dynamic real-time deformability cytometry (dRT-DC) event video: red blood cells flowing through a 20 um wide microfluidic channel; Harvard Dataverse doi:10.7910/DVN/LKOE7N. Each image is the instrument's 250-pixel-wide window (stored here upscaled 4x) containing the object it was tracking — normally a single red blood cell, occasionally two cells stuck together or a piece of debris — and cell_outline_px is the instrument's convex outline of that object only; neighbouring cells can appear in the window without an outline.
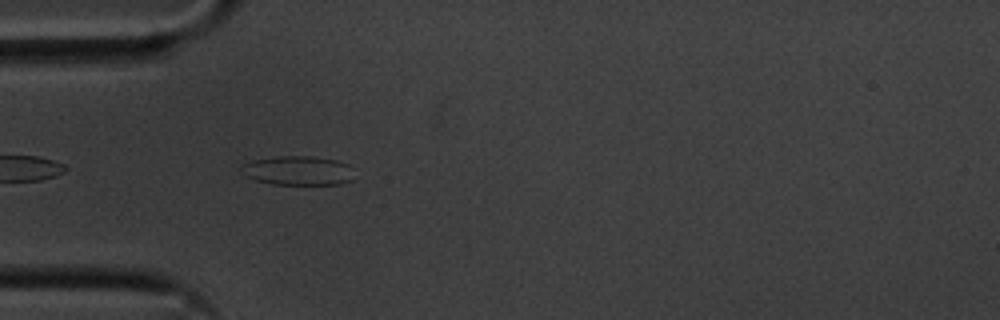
{"species": "common noctule bat (a hibernating species)", "species_latin": "Nyctalus noctula", "temperature_condition": "cold", "stored_images_in_passage": 42, "camera_frame_rate_fps": 3000, "um_per_image_px": 0.085, "animal": {"sex": "male", "body_mass_g": 20.1, "forearm_length_mm": 53.5}, "frame": {"image": 1, "passage_image": 3, "time_ms": 0.667, "image_size_px": [1000, 320], "cell_outline_px": [[352, 180], [340, 184], [272, 184], [256, 180], [244, 176], [240, 168], [244, 164], [252, 160], [276, 156], [312, 156], [336, 160], [348, 164]], "centroid_in_image_um": [25.28, 14.49], "position_along_channel_um": 59.7, "area_um2": 19.07}}
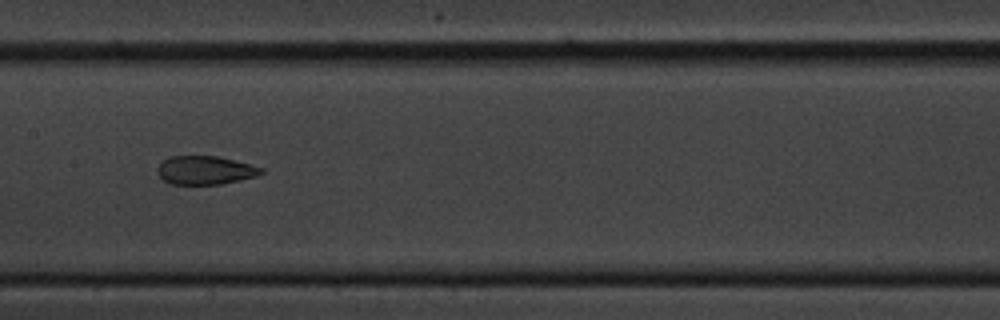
{"frame": {"image": 2, "passage_image": 14, "time_ms": 4.333, "image_size_px": [1000, 320], "cell_outline_px": [[264, 172], [256, 176], [240, 180], [220, 184], [172, 184], [164, 180], [156, 172], [156, 168], [168, 156], [216, 156], [264, 168]], "centroid_in_image_um": [17.42, 14.47], "position_along_channel_um": 190.0, "area_um2": 17.11}}
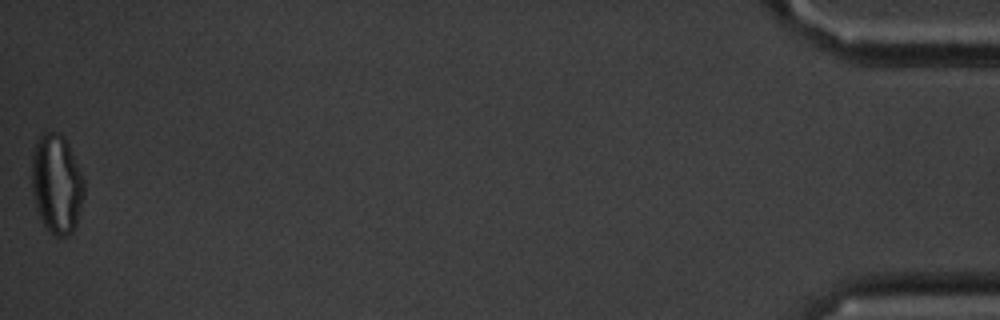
{"frame": {"image": 3, "passage_image": 42, "time_ms": 13.667, "image_size_px": [1000, 320], "cell_outline_px": [[84, 196], [76, 224], [72, 232], [64, 236], [56, 236], [44, 224], [36, 208], [32, 192], [32, 156], [36, 144], [40, 136], [44, 132], [56, 132], [64, 136], [68, 144], [84, 180]], "centroid_in_image_um": [4.82, 15.62], "position_along_channel_um": 430.4, "area_um2": 29.88}, "authors_computed_cell_mechanics": {"area_um2": 18.9873, "velocity_mm_per_s": 3.6096, "shape_relaxation_time_tau1_ms": null, "shape_relaxation_time_tau2_ms": 1.3952, "deformation_change_tau1": null, "deformation_change_tau2": 0.0647}}